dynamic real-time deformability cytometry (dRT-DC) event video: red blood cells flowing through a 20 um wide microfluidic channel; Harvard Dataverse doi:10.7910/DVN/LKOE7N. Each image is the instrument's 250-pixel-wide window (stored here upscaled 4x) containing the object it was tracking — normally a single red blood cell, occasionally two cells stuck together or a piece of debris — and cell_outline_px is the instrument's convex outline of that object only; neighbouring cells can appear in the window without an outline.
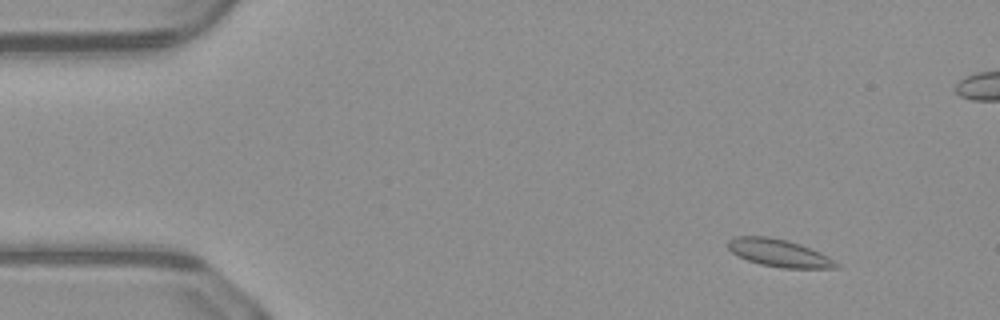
{"species": "common noctule bat (a hibernating species)", "species_latin": "Nyctalus noctula", "temperature_condition": "warm", "stored_images_in_passage": 49, "camera_frame_rate_fps": 3000, "um_per_image_px": 0.085, "animal": {"sex": "male", "body_mass_g": 23.1, "forearm_length_mm": 52.7}, "frame": {"image": 1, "passage_image": 3, "time_ms": 0.667, "image_size_px": [1000, 320], "cell_outline_px": [[840, 268], [784, 268], [760, 264], [736, 256], [728, 248], [728, 240], [736, 236], [768, 236], [788, 240], [800, 244], [820, 252], [828, 256], [840, 264]], "centroid_in_image_um": [66.22, 21.5], "position_along_channel_um": 18.8, "area_um2": 17.46}}
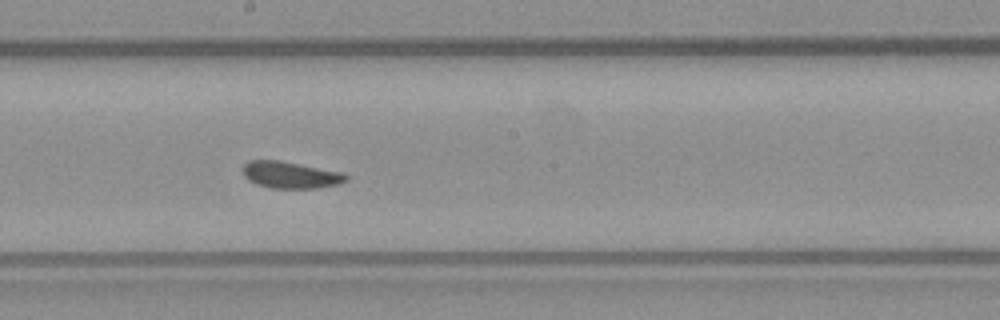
{"frame": {"image": 2, "passage_image": 25, "time_ms": 8.0, "image_size_px": [1000, 320], "cell_outline_px": [[348, 180], [340, 184], [316, 188], [268, 188], [256, 184], [248, 180], [244, 176], [244, 164], [248, 160], [280, 160], [340, 172], [348, 176]], "centroid_in_image_um": [24.68, 14.87], "position_along_channel_um": 223.5, "area_um2": 16.07}}
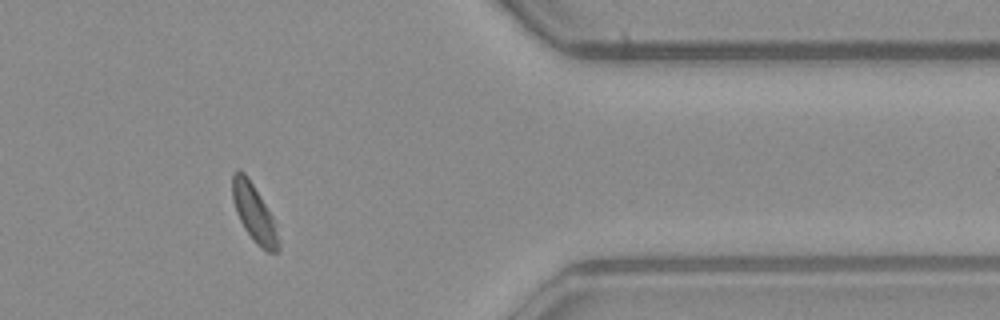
{"frame": {"image": 3, "passage_image": 39, "time_ms": 12.667, "image_size_px": [1000, 320], "cell_outline_px": [[280, 248], [276, 252], [268, 252], [256, 244], [252, 240], [244, 228], [236, 212], [232, 200], [232, 172], [236, 168], [240, 168], [244, 172], [260, 196], [272, 216], [280, 240]], "centroid_in_image_um": [21.58, 18.1], "position_along_channel_um": 389.8, "area_um2": 15.49}}